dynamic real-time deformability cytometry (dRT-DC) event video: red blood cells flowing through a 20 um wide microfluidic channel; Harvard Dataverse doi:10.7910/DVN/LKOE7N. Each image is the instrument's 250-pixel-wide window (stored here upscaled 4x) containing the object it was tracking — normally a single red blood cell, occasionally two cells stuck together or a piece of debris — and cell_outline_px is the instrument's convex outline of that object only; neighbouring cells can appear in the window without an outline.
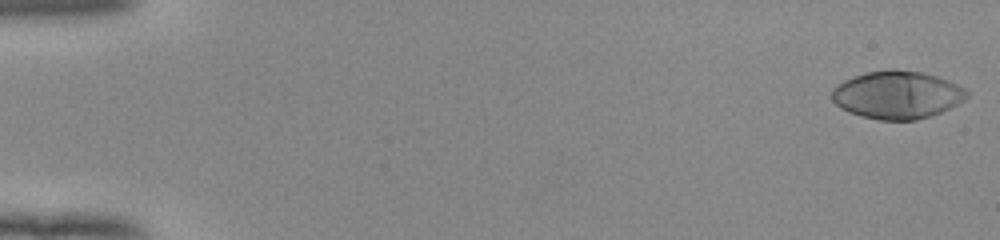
{"species": "human", "species_latin": "Homo sapiens", "temperature_condition": "room temperature", "stored_images_in_passage": 53, "camera_frame_rate_fps": 3000, "um_per_image_px": 0.085, "donor": {"sex": "female"}, "frame": {"image": 1, "passage_image": 1, "time_ms": 0.0, "image_size_px": [1000, 240], "cell_outline_px": [[968, 96], [964, 100], [940, 112], [916, 120], [880, 120], [860, 116], [848, 112], [840, 108], [832, 100], [832, 88], [844, 80], [864, 72], [892, 68], [896, 68], [920, 72], [936, 76], [948, 80], [968, 88]], "centroid_in_image_um": [76.25, 8.05], "position_along_channel_um": 8.8, "area_um2": 37.86}}
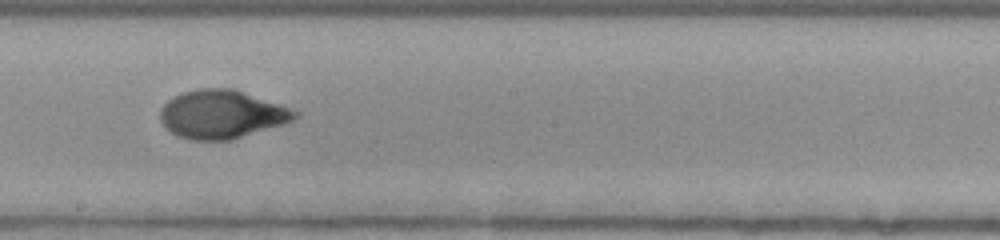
{"frame": {"image": 2, "passage_image": 31, "time_ms": 10.0, "image_size_px": [1000, 240], "cell_outline_px": [[300, 116], [284, 124], [232, 140], [192, 140], [176, 136], [160, 120], [160, 108], [172, 96], [184, 92], [200, 88], [232, 88], [300, 112]], "centroid_in_image_um": [18.83, 9.72], "position_along_channel_um": 229.4, "area_um2": 37.8}}
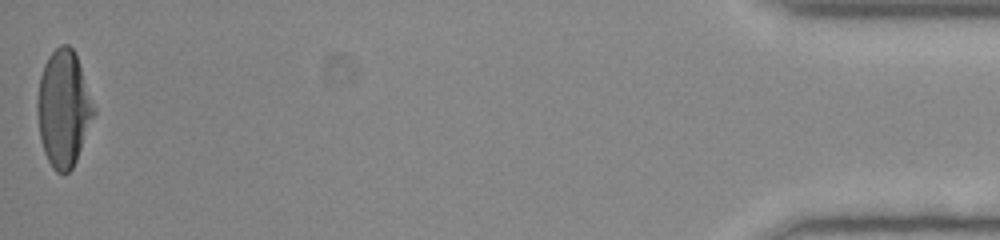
{"frame": {"image": 3, "passage_image": 53, "time_ms": 17.333, "image_size_px": [1000, 240], "cell_outline_px": [[96, 112], [76, 160], [72, 168], [68, 172], [56, 172], [52, 168], [44, 152], [40, 136], [36, 112], [36, 100], [40, 76], [44, 64], [48, 56], [60, 44], [68, 44], [76, 52], [96, 108]], "centroid_in_image_um": [5.4, 9.18], "position_along_channel_um": 429.8, "area_um2": 38.61}, "authors_computed_cell_mechanics": {"area_um2": 37.2232, "velocity_mm_per_s": 3.9264, "shape_relaxation_time_tau1_ms": 4.6851, "shape_relaxation_time_tau2_ms": 0.8243, "deformation_change_tau1": 0.2513, "deformation_change_tau2": 0.0497}}